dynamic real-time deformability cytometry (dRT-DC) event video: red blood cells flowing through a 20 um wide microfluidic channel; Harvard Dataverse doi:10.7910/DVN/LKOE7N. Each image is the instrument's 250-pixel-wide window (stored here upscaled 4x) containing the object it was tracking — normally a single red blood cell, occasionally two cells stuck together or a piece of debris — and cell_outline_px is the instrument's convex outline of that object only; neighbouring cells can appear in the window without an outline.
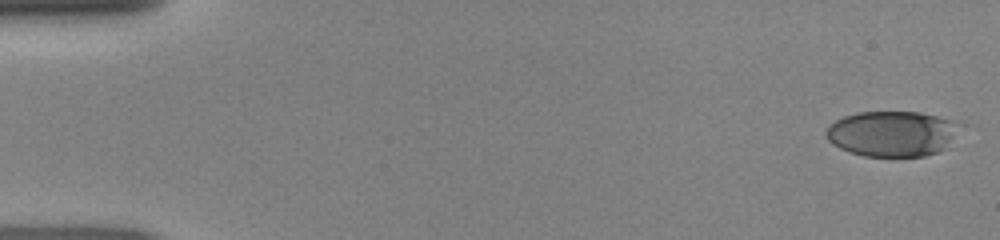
{"species": "human", "species_latin": "Homo sapiens", "temperature_condition": "room temperature", "stored_images_in_passage": 47, "camera_frame_rate_fps": 3000, "um_per_image_px": 0.085, "donor": {"sex": "female"}, "frame": {"image": 1, "passage_image": 1, "time_ms": 0.0, "image_size_px": [1000, 240], "cell_outline_px": [[964, 124], [948, 148], [940, 152], [924, 156], [864, 156], [848, 152], [832, 144], [824, 136], [824, 132], [828, 124], [844, 116], [856, 112], [920, 112], [960, 120]], "centroid_in_image_um": [75.9, 11.35], "position_along_channel_um": 9.1, "area_um2": 36.53}}
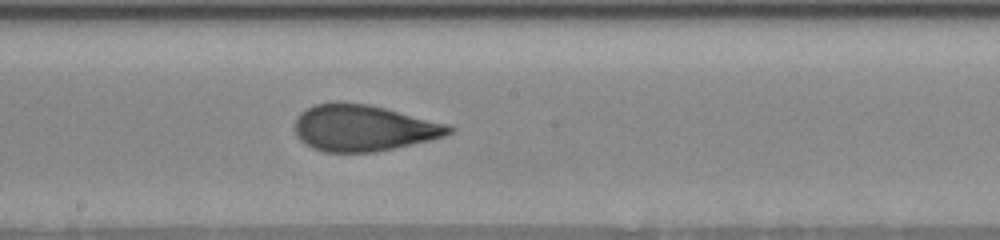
{"frame": {"image": 2, "passage_image": 26, "time_ms": 8.333, "image_size_px": [1000, 240], "cell_outline_px": [[456, 128], [452, 132], [444, 136], [428, 140], [376, 152], [324, 152], [312, 148], [300, 140], [296, 136], [296, 120], [300, 112], [316, 104], [336, 100], [368, 104], [448, 124]], "centroid_in_image_um": [30.86, 10.87], "position_along_channel_um": 217.3, "area_um2": 41.56}}
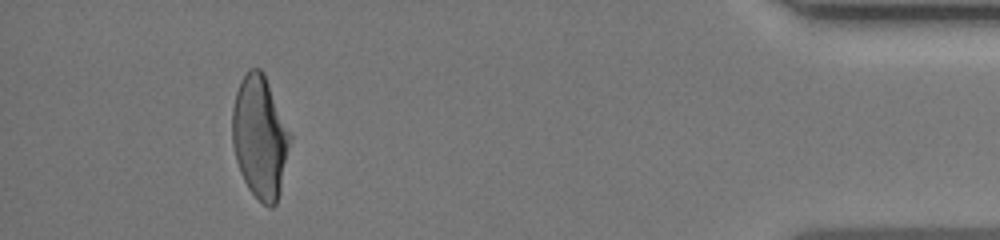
{"frame": {"image": 3, "passage_image": 44, "time_ms": 14.333, "image_size_px": [1000, 240], "cell_outline_px": [[292, 136], [280, 188], [276, 204], [272, 208], [268, 208], [248, 188], [240, 172], [236, 160], [232, 144], [232, 108], [236, 92], [240, 80], [248, 68], [260, 68], [264, 72]], "centroid_in_image_um": [22.08, 11.61], "position_along_channel_um": 413.1, "area_um2": 41.27}}